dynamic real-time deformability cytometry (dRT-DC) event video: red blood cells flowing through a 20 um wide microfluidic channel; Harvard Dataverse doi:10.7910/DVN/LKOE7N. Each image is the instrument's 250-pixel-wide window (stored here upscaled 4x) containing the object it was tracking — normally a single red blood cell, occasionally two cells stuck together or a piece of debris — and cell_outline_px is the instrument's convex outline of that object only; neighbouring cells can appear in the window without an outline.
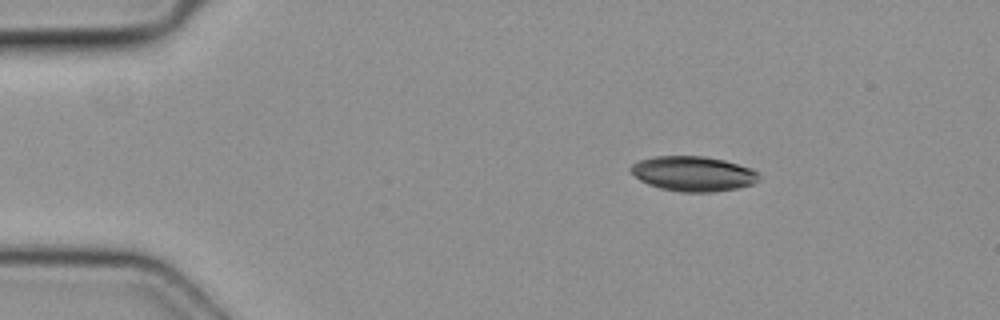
{"species": "common noctule bat (a hibernating species)", "species_latin": "Nyctalus noctula", "temperature_condition": "cold", "stored_images_in_passage": 4, "camera_frame_rate_fps": 3000, "um_per_image_px": 0.085, "animal": {"sex": "female", "body_mass_g": 19.3, "forearm_length_mm": 54.1}, "frame": {"image": 1, "passage_image": 2, "time_ms": 0.333, "image_size_px": [1000, 320], "cell_outline_px": [[760, 180], [752, 184], [736, 188], [712, 192], [680, 192], [660, 188], [648, 184], [640, 180], [628, 168], [632, 164], [640, 160], [656, 156], [704, 156], [724, 160], [748, 168], [756, 172], [760, 176]], "centroid_in_image_um": [58.9, 14.77], "position_along_channel_um": 26.1, "area_um2": 25.89}}
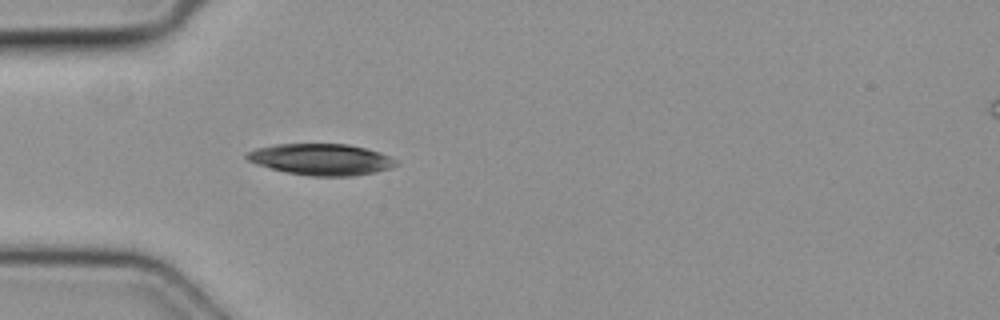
{"frame": {"image": 2, "passage_image": 4, "time_ms": 1.0, "image_size_px": [1000, 320], "cell_outline_px": [[400, 164], [388, 168], [372, 172], [352, 176], [308, 176], [288, 172], [256, 164], [248, 160], [244, 156], [248, 152], [256, 148], [276, 144], [348, 144], [380, 152], [396, 160]], "centroid_in_image_um": [27.28, 13.54], "position_along_channel_um": 57.7, "area_um2": 26.99}}